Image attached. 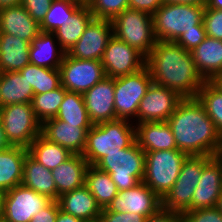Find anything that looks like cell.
Wrapping results in <instances>:
<instances>
[{"label": "cell", "instance_id": "obj_26", "mask_svg": "<svg viewBox=\"0 0 222 222\" xmlns=\"http://www.w3.org/2000/svg\"><path fill=\"white\" fill-rule=\"evenodd\" d=\"M30 42L16 36L0 33V73L18 72L29 60Z\"/></svg>", "mask_w": 222, "mask_h": 222}, {"label": "cell", "instance_id": "obj_3", "mask_svg": "<svg viewBox=\"0 0 222 222\" xmlns=\"http://www.w3.org/2000/svg\"><path fill=\"white\" fill-rule=\"evenodd\" d=\"M132 123L117 119L94 124L87 132L82 154L88 164L94 166L105 155L131 146L136 141V128Z\"/></svg>", "mask_w": 222, "mask_h": 222}, {"label": "cell", "instance_id": "obj_35", "mask_svg": "<svg viewBox=\"0 0 222 222\" xmlns=\"http://www.w3.org/2000/svg\"><path fill=\"white\" fill-rule=\"evenodd\" d=\"M84 2L77 0H52L50 8L40 24V31L54 33Z\"/></svg>", "mask_w": 222, "mask_h": 222}, {"label": "cell", "instance_id": "obj_46", "mask_svg": "<svg viewBox=\"0 0 222 222\" xmlns=\"http://www.w3.org/2000/svg\"><path fill=\"white\" fill-rule=\"evenodd\" d=\"M129 8L153 15L164 3L163 0H128Z\"/></svg>", "mask_w": 222, "mask_h": 222}, {"label": "cell", "instance_id": "obj_31", "mask_svg": "<svg viewBox=\"0 0 222 222\" xmlns=\"http://www.w3.org/2000/svg\"><path fill=\"white\" fill-rule=\"evenodd\" d=\"M28 154L49 170H54L73 154L40 134L27 148Z\"/></svg>", "mask_w": 222, "mask_h": 222}, {"label": "cell", "instance_id": "obj_47", "mask_svg": "<svg viewBox=\"0 0 222 222\" xmlns=\"http://www.w3.org/2000/svg\"><path fill=\"white\" fill-rule=\"evenodd\" d=\"M56 222H84V221L59 210L57 214Z\"/></svg>", "mask_w": 222, "mask_h": 222}, {"label": "cell", "instance_id": "obj_22", "mask_svg": "<svg viewBox=\"0 0 222 222\" xmlns=\"http://www.w3.org/2000/svg\"><path fill=\"white\" fill-rule=\"evenodd\" d=\"M89 167L87 160L80 154H73L51 173L57 188V199L64 193L85 185L86 172Z\"/></svg>", "mask_w": 222, "mask_h": 222}, {"label": "cell", "instance_id": "obj_29", "mask_svg": "<svg viewBox=\"0 0 222 222\" xmlns=\"http://www.w3.org/2000/svg\"><path fill=\"white\" fill-rule=\"evenodd\" d=\"M33 96V88L19 71L0 73L2 107L11 104L32 103Z\"/></svg>", "mask_w": 222, "mask_h": 222}, {"label": "cell", "instance_id": "obj_18", "mask_svg": "<svg viewBox=\"0 0 222 222\" xmlns=\"http://www.w3.org/2000/svg\"><path fill=\"white\" fill-rule=\"evenodd\" d=\"M222 191V160L214 156L204 167L194 190L191 210L216 207Z\"/></svg>", "mask_w": 222, "mask_h": 222}, {"label": "cell", "instance_id": "obj_1", "mask_svg": "<svg viewBox=\"0 0 222 222\" xmlns=\"http://www.w3.org/2000/svg\"><path fill=\"white\" fill-rule=\"evenodd\" d=\"M145 66L154 84L173 90L182 98L196 97L205 83L191 52L175 41L157 40Z\"/></svg>", "mask_w": 222, "mask_h": 222}, {"label": "cell", "instance_id": "obj_5", "mask_svg": "<svg viewBox=\"0 0 222 222\" xmlns=\"http://www.w3.org/2000/svg\"><path fill=\"white\" fill-rule=\"evenodd\" d=\"M94 166L110 174L118 191L131 189L143 180L145 151L135 141L120 152L105 155Z\"/></svg>", "mask_w": 222, "mask_h": 222}, {"label": "cell", "instance_id": "obj_49", "mask_svg": "<svg viewBox=\"0 0 222 222\" xmlns=\"http://www.w3.org/2000/svg\"><path fill=\"white\" fill-rule=\"evenodd\" d=\"M9 147H11V145L6 138L4 128L0 120V151L7 149Z\"/></svg>", "mask_w": 222, "mask_h": 222}, {"label": "cell", "instance_id": "obj_38", "mask_svg": "<svg viewBox=\"0 0 222 222\" xmlns=\"http://www.w3.org/2000/svg\"><path fill=\"white\" fill-rule=\"evenodd\" d=\"M94 18L112 21L129 8L128 0H86Z\"/></svg>", "mask_w": 222, "mask_h": 222}, {"label": "cell", "instance_id": "obj_19", "mask_svg": "<svg viewBox=\"0 0 222 222\" xmlns=\"http://www.w3.org/2000/svg\"><path fill=\"white\" fill-rule=\"evenodd\" d=\"M93 125H72L57 118L42 123L41 134L51 142L68 149L72 154H83L88 130Z\"/></svg>", "mask_w": 222, "mask_h": 222}, {"label": "cell", "instance_id": "obj_48", "mask_svg": "<svg viewBox=\"0 0 222 222\" xmlns=\"http://www.w3.org/2000/svg\"><path fill=\"white\" fill-rule=\"evenodd\" d=\"M164 3H181V4H194L206 7L208 0H163Z\"/></svg>", "mask_w": 222, "mask_h": 222}, {"label": "cell", "instance_id": "obj_57", "mask_svg": "<svg viewBox=\"0 0 222 222\" xmlns=\"http://www.w3.org/2000/svg\"><path fill=\"white\" fill-rule=\"evenodd\" d=\"M2 108V101H1V98H0V109Z\"/></svg>", "mask_w": 222, "mask_h": 222}, {"label": "cell", "instance_id": "obj_27", "mask_svg": "<svg viewBox=\"0 0 222 222\" xmlns=\"http://www.w3.org/2000/svg\"><path fill=\"white\" fill-rule=\"evenodd\" d=\"M27 148L11 146L0 151V190L7 192L22 183Z\"/></svg>", "mask_w": 222, "mask_h": 222}, {"label": "cell", "instance_id": "obj_33", "mask_svg": "<svg viewBox=\"0 0 222 222\" xmlns=\"http://www.w3.org/2000/svg\"><path fill=\"white\" fill-rule=\"evenodd\" d=\"M19 72L33 88L34 95L53 91L61 86L59 69L29 63Z\"/></svg>", "mask_w": 222, "mask_h": 222}, {"label": "cell", "instance_id": "obj_11", "mask_svg": "<svg viewBox=\"0 0 222 222\" xmlns=\"http://www.w3.org/2000/svg\"><path fill=\"white\" fill-rule=\"evenodd\" d=\"M61 85L70 92L84 94L106 77L99 60H82L65 53L59 66Z\"/></svg>", "mask_w": 222, "mask_h": 222}, {"label": "cell", "instance_id": "obj_20", "mask_svg": "<svg viewBox=\"0 0 222 222\" xmlns=\"http://www.w3.org/2000/svg\"><path fill=\"white\" fill-rule=\"evenodd\" d=\"M59 209L83 221L100 219L101 207L86 185L64 193L57 199Z\"/></svg>", "mask_w": 222, "mask_h": 222}, {"label": "cell", "instance_id": "obj_50", "mask_svg": "<svg viewBox=\"0 0 222 222\" xmlns=\"http://www.w3.org/2000/svg\"><path fill=\"white\" fill-rule=\"evenodd\" d=\"M21 4V0H0V10L17 6Z\"/></svg>", "mask_w": 222, "mask_h": 222}, {"label": "cell", "instance_id": "obj_23", "mask_svg": "<svg viewBox=\"0 0 222 222\" xmlns=\"http://www.w3.org/2000/svg\"><path fill=\"white\" fill-rule=\"evenodd\" d=\"M136 142L144 151L177 149L167 122H142L135 125Z\"/></svg>", "mask_w": 222, "mask_h": 222}, {"label": "cell", "instance_id": "obj_40", "mask_svg": "<svg viewBox=\"0 0 222 222\" xmlns=\"http://www.w3.org/2000/svg\"><path fill=\"white\" fill-rule=\"evenodd\" d=\"M183 222H222V213L216 208H201L182 213Z\"/></svg>", "mask_w": 222, "mask_h": 222}, {"label": "cell", "instance_id": "obj_54", "mask_svg": "<svg viewBox=\"0 0 222 222\" xmlns=\"http://www.w3.org/2000/svg\"><path fill=\"white\" fill-rule=\"evenodd\" d=\"M216 208L222 213V191L220 193Z\"/></svg>", "mask_w": 222, "mask_h": 222}, {"label": "cell", "instance_id": "obj_10", "mask_svg": "<svg viewBox=\"0 0 222 222\" xmlns=\"http://www.w3.org/2000/svg\"><path fill=\"white\" fill-rule=\"evenodd\" d=\"M214 156H188L183 162L178 179L162 199V208L183 213L191 210V201L203 167Z\"/></svg>", "mask_w": 222, "mask_h": 222}, {"label": "cell", "instance_id": "obj_9", "mask_svg": "<svg viewBox=\"0 0 222 222\" xmlns=\"http://www.w3.org/2000/svg\"><path fill=\"white\" fill-rule=\"evenodd\" d=\"M151 83V75L146 66L136 73L114 78V106L117 119L133 120V124H137L140 101Z\"/></svg>", "mask_w": 222, "mask_h": 222}, {"label": "cell", "instance_id": "obj_51", "mask_svg": "<svg viewBox=\"0 0 222 222\" xmlns=\"http://www.w3.org/2000/svg\"><path fill=\"white\" fill-rule=\"evenodd\" d=\"M205 8H214L222 10V0H208Z\"/></svg>", "mask_w": 222, "mask_h": 222}, {"label": "cell", "instance_id": "obj_17", "mask_svg": "<svg viewBox=\"0 0 222 222\" xmlns=\"http://www.w3.org/2000/svg\"><path fill=\"white\" fill-rule=\"evenodd\" d=\"M83 98L93 125L117 120L114 106V78L104 77L85 92Z\"/></svg>", "mask_w": 222, "mask_h": 222}, {"label": "cell", "instance_id": "obj_7", "mask_svg": "<svg viewBox=\"0 0 222 222\" xmlns=\"http://www.w3.org/2000/svg\"><path fill=\"white\" fill-rule=\"evenodd\" d=\"M111 22L116 38L135 48L145 58L149 55L157 41L151 14L127 8Z\"/></svg>", "mask_w": 222, "mask_h": 222}, {"label": "cell", "instance_id": "obj_13", "mask_svg": "<svg viewBox=\"0 0 222 222\" xmlns=\"http://www.w3.org/2000/svg\"><path fill=\"white\" fill-rule=\"evenodd\" d=\"M51 201L22 184L17 185L6 192L2 219L5 222H29Z\"/></svg>", "mask_w": 222, "mask_h": 222}, {"label": "cell", "instance_id": "obj_44", "mask_svg": "<svg viewBox=\"0 0 222 222\" xmlns=\"http://www.w3.org/2000/svg\"><path fill=\"white\" fill-rule=\"evenodd\" d=\"M59 210L57 200H52L41 211L35 214L29 222H56Z\"/></svg>", "mask_w": 222, "mask_h": 222}, {"label": "cell", "instance_id": "obj_39", "mask_svg": "<svg viewBox=\"0 0 222 222\" xmlns=\"http://www.w3.org/2000/svg\"><path fill=\"white\" fill-rule=\"evenodd\" d=\"M203 24L207 37L222 40V10L205 8Z\"/></svg>", "mask_w": 222, "mask_h": 222}, {"label": "cell", "instance_id": "obj_6", "mask_svg": "<svg viewBox=\"0 0 222 222\" xmlns=\"http://www.w3.org/2000/svg\"><path fill=\"white\" fill-rule=\"evenodd\" d=\"M187 154L178 149L145 151L144 182L161 199L178 179Z\"/></svg>", "mask_w": 222, "mask_h": 222}, {"label": "cell", "instance_id": "obj_12", "mask_svg": "<svg viewBox=\"0 0 222 222\" xmlns=\"http://www.w3.org/2000/svg\"><path fill=\"white\" fill-rule=\"evenodd\" d=\"M101 63L105 75L115 78L140 71L145 67L146 58L113 35L106 46Z\"/></svg>", "mask_w": 222, "mask_h": 222}, {"label": "cell", "instance_id": "obj_56", "mask_svg": "<svg viewBox=\"0 0 222 222\" xmlns=\"http://www.w3.org/2000/svg\"><path fill=\"white\" fill-rule=\"evenodd\" d=\"M84 222H101V220L97 219V220H93V221H84Z\"/></svg>", "mask_w": 222, "mask_h": 222}, {"label": "cell", "instance_id": "obj_55", "mask_svg": "<svg viewBox=\"0 0 222 222\" xmlns=\"http://www.w3.org/2000/svg\"><path fill=\"white\" fill-rule=\"evenodd\" d=\"M217 156L222 160V143H221V149H220V152H219V154H218Z\"/></svg>", "mask_w": 222, "mask_h": 222}, {"label": "cell", "instance_id": "obj_24", "mask_svg": "<svg viewBox=\"0 0 222 222\" xmlns=\"http://www.w3.org/2000/svg\"><path fill=\"white\" fill-rule=\"evenodd\" d=\"M191 54L205 81H212L222 73V40L206 37Z\"/></svg>", "mask_w": 222, "mask_h": 222}, {"label": "cell", "instance_id": "obj_52", "mask_svg": "<svg viewBox=\"0 0 222 222\" xmlns=\"http://www.w3.org/2000/svg\"><path fill=\"white\" fill-rule=\"evenodd\" d=\"M5 195L6 192L0 190V220L3 218Z\"/></svg>", "mask_w": 222, "mask_h": 222}, {"label": "cell", "instance_id": "obj_16", "mask_svg": "<svg viewBox=\"0 0 222 222\" xmlns=\"http://www.w3.org/2000/svg\"><path fill=\"white\" fill-rule=\"evenodd\" d=\"M161 207L162 199L144 182H140L131 189L118 191L106 209L111 212H134L148 217Z\"/></svg>", "mask_w": 222, "mask_h": 222}, {"label": "cell", "instance_id": "obj_25", "mask_svg": "<svg viewBox=\"0 0 222 222\" xmlns=\"http://www.w3.org/2000/svg\"><path fill=\"white\" fill-rule=\"evenodd\" d=\"M65 53L54 33L40 32L30 43L29 60L37 66L59 69Z\"/></svg>", "mask_w": 222, "mask_h": 222}, {"label": "cell", "instance_id": "obj_30", "mask_svg": "<svg viewBox=\"0 0 222 222\" xmlns=\"http://www.w3.org/2000/svg\"><path fill=\"white\" fill-rule=\"evenodd\" d=\"M93 18L94 16L92 15L90 8L84 2L73 15L54 32L60 47L66 53L80 39L88 23Z\"/></svg>", "mask_w": 222, "mask_h": 222}, {"label": "cell", "instance_id": "obj_36", "mask_svg": "<svg viewBox=\"0 0 222 222\" xmlns=\"http://www.w3.org/2000/svg\"><path fill=\"white\" fill-rule=\"evenodd\" d=\"M196 97L222 136V90L212 81H205Z\"/></svg>", "mask_w": 222, "mask_h": 222}, {"label": "cell", "instance_id": "obj_43", "mask_svg": "<svg viewBox=\"0 0 222 222\" xmlns=\"http://www.w3.org/2000/svg\"><path fill=\"white\" fill-rule=\"evenodd\" d=\"M207 37L205 30H190L180 35L175 41L188 52L193 51Z\"/></svg>", "mask_w": 222, "mask_h": 222}, {"label": "cell", "instance_id": "obj_2", "mask_svg": "<svg viewBox=\"0 0 222 222\" xmlns=\"http://www.w3.org/2000/svg\"><path fill=\"white\" fill-rule=\"evenodd\" d=\"M177 149L188 156H217L222 136L197 97L183 98L166 121Z\"/></svg>", "mask_w": 222, "mask_h": 222}, {"label": "cell", "instance_id": "obj_53", "mask_svg": "<svg viewBox=\"0 0 222 222\" xmlns=\"http://www.w3.org/2000/svg\"><path fill=\"white\" fill-rule=\"evenodd\" d=\"M212 82L219 88L222 90V73L218 74L213 80Z\"/></svg>", "mask_w": 222, "mask_h": 222}, {"label": "cell", "instance_id": "obj_41", "mask_svg": "<svg viewBox=\"0 0 222 222\" xmlns=\"http://www.w3.org/2000/svg\"><path fill=\"white\" fill-rule=\"evenodd\" d=\"M52 0H21V5L40 25L48 12Z\"/></svg>", "mask_w": 222, "mask_h": 222}, {"label": "cell", "instance_id": "obj_28", "mask_svg": "<svg viewBox=\"0 0 222 222\" xmlns=\"http://www.w3.org/2000/svg\"><path fill=\"white\" fill-rule=\"evenodd\" d=\"M21 184L51 200H57V188L51 170L45 168L29 154L24 160Z\"/></svg>", "mask_w": 222, "mask_h": 222}, {"label": "cell", "instance_id": "obj_42", "mask_svg": "<svg viewBox=\"0 0 222 222\" xmlns=\"http://www.w3.org/2000/svg\"><path fill=\"white\" fill-rule=\"evenodd\" d=\"M100 220L101 222H146L147 217L134 212H111L103 208Z\"/></svg>", "mask_w": 222, "mask_h": 222}, {"label": "cell", "instance_id": "obj_14", "mask_svg": "<svg viewBox=\"0 0 222 222\" xmlns=\"http://www.w3.org/2000/svg\"><path fill=\"white\" fill-rule=\"evenodd\" d=\"M182 99L175 91L152 82L140 101L137 123L166 122Z\"/></svg>", "mask_w": 222, "mask_h": 222}, {"label": "cell", "instance_id": "obj_34", "mask_svg": "<svg viewBox=\"0 0 222 222\" xmlns=\"http://www.w3.org/2000/svg\"><path fill=\"white\" fill-rule=\"evenodd\" d=\"M55 118L72 125H93L85 107L83 94L76 92H66Z\"/></svg>", "mask_w": 222, "mask_h": 222}, {"label": "cell", "instance_id": "obj_45", "mask_svg": "<svg viewBox=\"0 0 222 222\" xmlns=\"http://www.w3.org/2000/svg\"><path fill=\"white\" fill-rule=\"evenodd\" d=\"M146 222H183L182 213L173 212L162 207L147 217Z\"/></svg>", "mask_w": 222, "mask_h": 222}, {"label": "cell", "instance_id": "obj_4", "mask_svg": "<svg viewBox=\"0 0 222 222\" xmlns=\"http://www.w3.org/2000/svg\"><path fill=\"white\" fill-rule=\"evenodd\" d=\"M205 7L194 4L163 3L152 15L157 40L176 41L190 30H205L203 13Z\"/></svg>", "mask_w": 222, "mask_h": 222}, {"label": "cell", "instance_id": "obj_37", "mask_svg": "<svg viewBox=\"0 0 222 222\" xmlns=\"http://www.w3.org/2000/svg\"><path fill=\"white\" fill-rule=\"evenodd\" d=\"M66 92L67 90L61 85L53 91L33 96V112L41 123L56 117Z\"/></svg>", "mask_w": 222, "mask_h": 222}, {"label": "cell", "instance_id": "obj_21", "mask_svg": "<svg viewBox=\"0 0 222 222\" xmlns=\"http://www.w3.org/2000/svg\"><path fill=\"white\" fill-rule=\"evenodd\" d=\"M40 32V25L21 4L0 10V33H7L31 43Z\"/></svg>", "mask_w": 222, "mask_h": 222}, {"label": "cell", "instance_id": "obj_15", "mask_svg": "<svg viewBox=\"0 0 222 222\" xmlns=\"http://www.w3.org/2000/svg\"><path fill=\"white\" fill-rule=\"evenodd\" d=\"M112 37V22L93 18L80 39L67 54L72 58L101 61L106 46Z\"/></svg>", "mask_w": 222, "mask_h": 222}, {"label": "cell", "instance_id": "obj_32", "mask_svg": "<svg viewBox=\"0 0 222 222\" xmlns=\"http://www.w3.org/2000/svg\"><path fill=\"white\" fill-rule=\"evenodd\" d=\"M85 185L89 192L95 197L97 204L101 209L107 205L118 194V189L109 173L89 165L86 172Z\"/></svg>", "mask_w": 222, "mask_h": 222}, {"label": "cell", "instance_id": "obj_8", "mask_svg": "<svg viewBox=\"0 0 222 222\" xmlns=\"http://www.w3.org/2000/svg\"><path fill=\"white\" fill-rule=\"evenodd\" d=\"M0 120L11 146L28 148L41 134L42 123L34 114L32 103L11 104L2 107Z\"/></svg>", "mask_w": 222, "mask_h": 222}]
</instances>
